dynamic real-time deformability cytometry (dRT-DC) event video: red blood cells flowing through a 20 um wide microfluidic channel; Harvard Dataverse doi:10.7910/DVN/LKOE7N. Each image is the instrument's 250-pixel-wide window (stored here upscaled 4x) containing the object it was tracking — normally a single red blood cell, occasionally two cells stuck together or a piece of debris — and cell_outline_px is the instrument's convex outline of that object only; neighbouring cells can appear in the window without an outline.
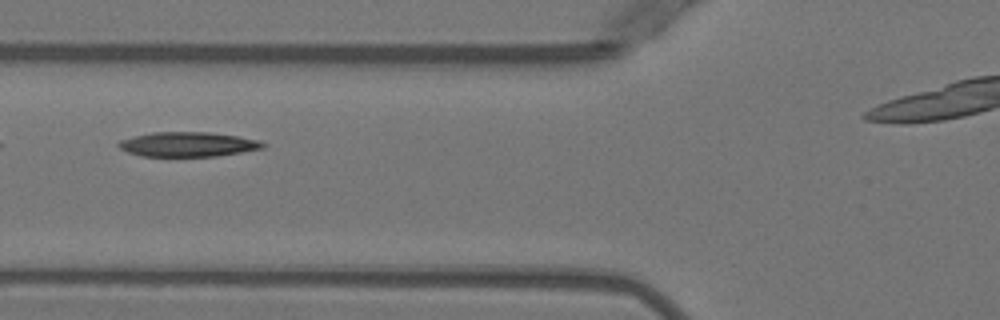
{"species": "Egyptian fruit bat (a non-hibernating species)", "species_latin": "Rousettus aegyptiacus", "temperature_condition": "warm", "stored_images_in_passage": 5, "camera_frame_rate_fps": 3000, "um_per_image_px": 0.085, "animal": {"sex": "female"}, "frame": {"image": 1, "passage_image": 4, "time_ms": 4.333, "image_size_px": [1000, 320], "cell_outline_px": [[264, 148], [216, 156], [140, 156], [128, 152], [120, 148], [116, 144], [120, 140], [152, 132], [208, 132], [240, 136], [260, 140], [264, 144]], "centroid_in_image_um": [15.97, 12.26], "position_along_channel_um": 109.8, "area_um2": 20.63}}
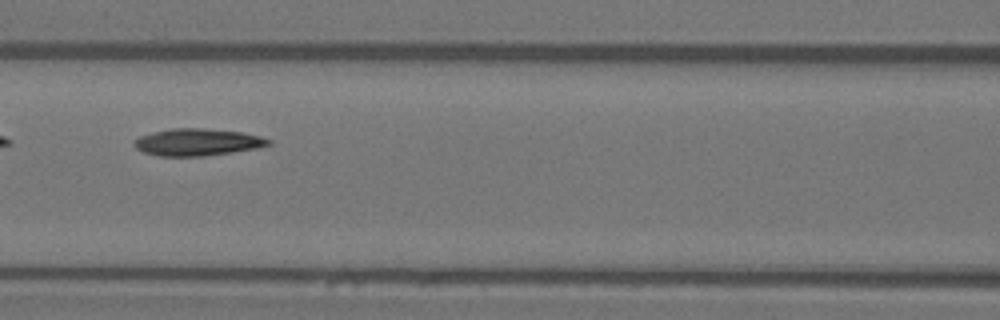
{"frame": {"image": 2, "passage_image": 5, "time_ms": 5.333, "image_size_px": [1000, 320], "cell_outline_px": [[272, 144], [256, 148], [232, 152], [204, 156], [160, 156], [144, 152], [136, 148], [132, 144], [140, 136], [152, 132], [172, 128], [204, 128], [240, 132], [260, 136], [272, 140]], "centroid_in_image_um": [16.78, 12.08], "position_along_channel_um": 149.8, "area_um2": 21.1}}